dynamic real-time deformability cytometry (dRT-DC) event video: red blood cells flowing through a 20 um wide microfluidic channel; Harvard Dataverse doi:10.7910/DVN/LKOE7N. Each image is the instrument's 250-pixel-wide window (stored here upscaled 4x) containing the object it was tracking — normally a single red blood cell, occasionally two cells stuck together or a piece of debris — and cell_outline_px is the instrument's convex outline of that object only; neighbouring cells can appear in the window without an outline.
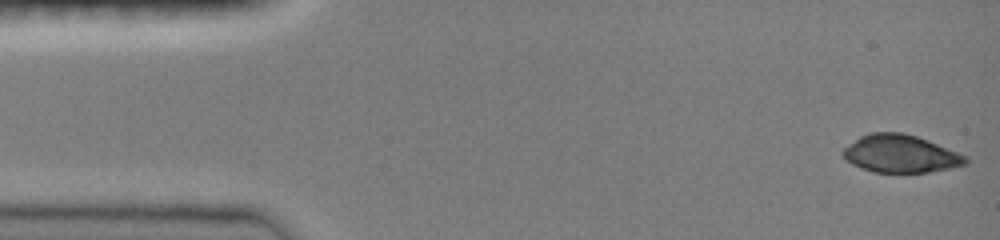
{"species": "common noctule bat (a hibernating species)", "species_latin": "Nyctalus noctula", "temperature_condition": "room temperature", "stored_images_in_passage": 44, "camera_frame_rate_fps": 3000, "um_per_image_px": 0.085, "animal": {"sex": "female", "body_mass_g": 19.0, "forearm_length_mm": 51.5}, "frame": {"image": 1, "passage_image": 1, "time_ms": 0.0, "image_size_px": [1000, 240], "cell_outline_px": [[968, 164], [928, 172], [872, 172], [860, 168], [852, 164], [840, 152], [844, 148], [860, 136], [868, 132], [904, 132], [928, 140], [968, 156]], "centroid_in_image_um": [76.54, 13.06], "position_along_channel_um": 8.5, "area_um2": 26.99}}
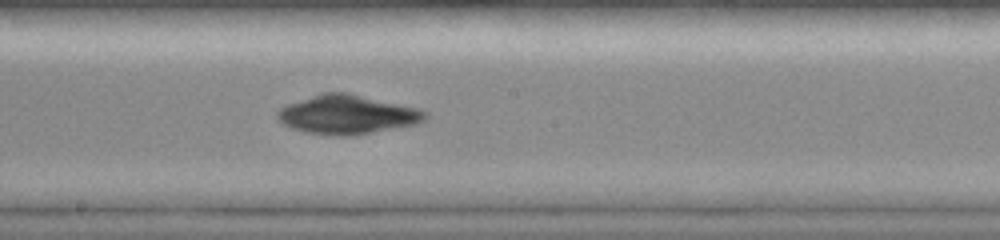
{"frame": {"image": 2, "passage_image": 25, "time_ms": 8.0, "image_size_px": [1000, 240], "cell_outline_px": [[428, 120], [416, 124], [348, 136], [340, 136], [308, 132], [292, 128], [284, 124], [276, 116], [276, 112], [280, 108], [288, 104], [324, 92], [348, 92], [420, 108], [428, 112]], "centroid_in_image_um": [29.58, 9.72], "position_along_channel_um": 218.6, "area_um2": 33.41}}
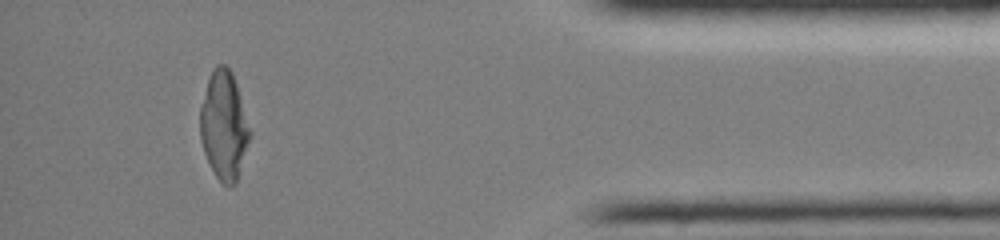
{"frame": {"image": 3, "passage_image": 42, "time_ms": 13.667, "image_size_px": [1000, 240], "cell_outline_px": [[252, 132], [236, 180], [228, 188], [216, 176], [204, 152], [200, 140], [200, 108], [208, 80], [212, 68], [216, 64], [224, 64], [232, 72]], "centroid_in_image_um": [19.03, 10.64], "position_along_channel_um": 416.2, "area_um2": 31.04}}